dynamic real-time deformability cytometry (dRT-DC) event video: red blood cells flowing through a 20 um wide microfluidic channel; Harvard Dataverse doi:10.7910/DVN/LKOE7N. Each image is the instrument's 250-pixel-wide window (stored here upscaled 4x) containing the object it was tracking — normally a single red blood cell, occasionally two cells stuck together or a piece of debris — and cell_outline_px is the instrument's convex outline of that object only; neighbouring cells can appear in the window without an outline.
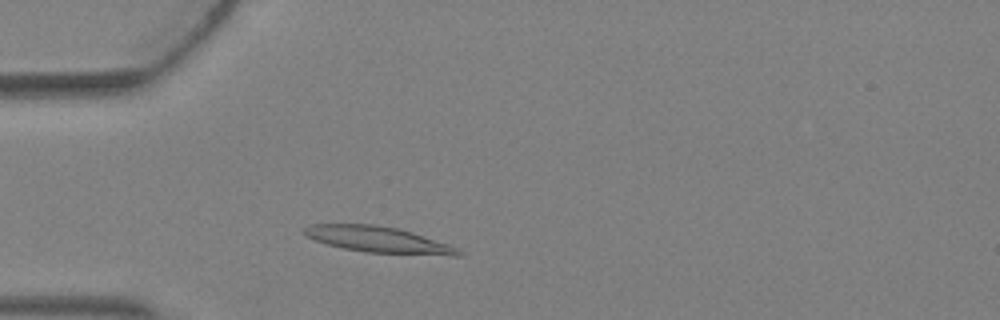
{"species": "Egyptian fruit bat (a non-hibernating species)", "species_latin": "Rousettus aegyptiacus", "temperature_condition": "warm", "stored_images_in_passage": 2, "camera_frame_rate_fps": 3000, "um_per_image_px": 0.085, "animal": {"sex": "female"}, "frame": {"image": 1, "passage_image": 2, "time_ms": 0.333, "image_size_px": [1000, 320], "cell_outline_px": [[464, 252], [460, 256], [452, 256], [368, 252], [344, 248], [328, 244], [304, 236], [300, 232], [308, 224], [376, 224], [396, 228], [412, 232], [452, 244], [460, 248]], "centroid_in_image_um": [32.22, 20.36], "position_along_channel_um": 52.8, "area_um2": 23.76}}